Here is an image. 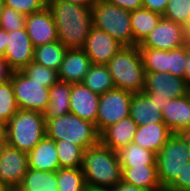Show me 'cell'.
<instances>
[{"label":"cell","instance_id":"6da1fadb","mask_svg":"<svg viewBox=\"0 0 190 191\" xmlns=\"http://www.w3.org/2000/svg\"><path fill=\"white\" fill-rule=\"evenodd\" d=\"M58 39L67 49L84 48L92 27V8L62 0H47Z\"/></svg>","mask_w":190,"mask_h":191},{"label":"cell","instance_id":"7a4b0ae2","mask_svg":"<svg viewBox=\"0 0 190 191\" xmlns=\"http://www.w3.org/2000/svg\"><path fill=\"white\" fill-rule=\"evenodd\" d=\"M81 168L87 187H116L121 182L117 153L100 141L84 151Z\"/></svg>","mask_w":190,"mask_h":191},{"label":"cell","instance_id":"3957f363","mask_svg":"<svg viewBox=\"0 0 190 191\" xmlns=\"http://www.w3.org/2000/svg\"><path fill=\"white\" fill-rule=\"evenodd\" d=\"M115 88L140 93L145 87V69L138 46H123L106 64Z\"/></svg>","mask_w":190,"mask_h":191},{"label":"cell","instance_id":"277c9868","mask_svg":"<svg viewBox=\"0 0 190 191\" xmlns=\"http://www.w3.org/2000/svg\"><path fill=\"white\" fill-rule=\"evenodd\" d=\"M45 127L43 113L19 109L7 122L6 144L28 153L46 136Z\"/></svg>","mask_w":190,"mask_h":191},{"label":"cell","instance_id":"5b68a950","mask_svg":"<svg viewBox=\"0 0 190 191\" xmlns=\"http://www.w3.org/2000/svg\"><path fill=\"white\" fill-rule=\"evenodd\" d=\"M46 136L54 141H68L84 150L99 142L95 124L69 112L62 116L45 119Z\"/></svg>","mask_w":190,"mask_h":191},{"label":"cell","instance_id":"8992f818","mask_svg":"<svg viewBox=\"0 0 190 191\" xmlns=\"http://www.w3.org/2000/svg\"><path fill=\"white\" fill-rule=\"evenodd\" d=\"M131 12L102 0L92 6L93 26L105 31L123 46H134Z\"/></svg>","mask_w":190,"mask_h":191},{"label":"cell","instance_id":"52a82bcc","mask_svg":"<svg viewBox=\"0 0 190 191\" xmlns=\"http://www.w3.org/2000/svg\"><path fill=\"white\" fill-rule=\"evenodd\" d=\"M189 160L186 141L179 133H173L157 153V174L163 189L182 173Z\"/></svg>","mask_w":190,"mask_h":191},{"label":"cell","instance_id":"ba28073f","mask_svg":"<svg viewBox=\"0 0 190 191\" xmlns=\"http://www.w3.org/2000/svg\"><path fill=\"white\" fill-rule=\"evenodd\" d=\"M189 84L184 78L175 77L169 73H146L143 94L162 110L172 99L188 94Z\"/></svg>","mask_w":190,"mask_h":191},{"label":"cell","instance_id":"9c48e42d","mask_svg":"<svg viewBox=\"0 0 190 191\" xmlns=\"http://www.w3.org/2000/svg\"><path fill=\"white\" fill-rule=\"evenodd\" d=\"M18 109L45 113L49 105L50 88L33 81L22 70L14 71L11 78Z\"/></svg>","mask_w":190,"mask_h":191},{"label":"cell","instance_id":"30bf717a","mask_svg":"<svg viewBox=\"0 0 190 191\" xmlns=\"http://www.w3.org/2000/svg\"><path fill=\"white\" fill-rule=\"evenodd\" d=\"M132 92L114 88L100 95L96 129L100 134L105 128L130 115Z\"/></svg>","mask_w":190,"mask_h":191},{"label":"cell","instance_id":"8fae6325","mask_svg":"<svg viewBox=\"0 0 190 191\" xmlns=\"http://www.w3.org/2000/svg\"><path fill=\"white\" fill-rule=\"evenodd\" d=\"M29 170L28 154L8 144L0 148V183L5 187H19Z\"/></svg>","mask_w":190,"mask_h":191},{"label":"cell","instance_id":"7c38bea8","mask_svg":"<svg viewBox=\"0 0 190 191\" xmlns=\"http://www.w3.org/2000/svg\"><path fill=\"white\" fill-rule=\"evenodd\" d=\"M187 44L186 27L164 17L140 44L142 47L169 51Z\"/></svg>","mask_w":190,"mask_h":191},{"label":"cell","instance_id":"4fadbf2b","mask_svg":"<svg viewBox=\"0 0 190 191\" xmlns=\"http://www.w3.org/2000/svg\"><path fill=\"white\" fill-rule=\"evenodd\" d=\"M4 59L14 71L23 70L34 58V47L26 28L7 32Z\"/></svg>","mask_w":190,"mask_h":191},{"label":"cell","instance_id":"5bb4252c","mask_svg":"<svg viewBox=\"0 0 190 191\" xmlns=\"http://www.w3.org/2000/svg\"><path fill=\"white\" fill-rule=\"evenodd\" d=\"M25 28L34 48L59 40L55 21L47 6L26 15Z\"/></svg>","mask_w":190,"mask_h":191},{"label":"cell","instance_id":"9a60e30c","mask_svg":"<svg viewBox=\"0 0 190 191\" xmlns=\"http://www.w3.org/2000/svg\"><path fill=\"white\" fill-rule=\"evenodd\" d=\"M122 47L123 45L111 35L93 26L83 49L91 64L106 65Z\"/></svg>","mask_w":190,"mask_h":191},{"label":"cell","instance_id":"2e32d148","mask_svg":"<svg viewBox=\"0 0 190 191\" xmlns=\"http://www.w3.org/2000/svg\"><path fill=\"white\" fill-rule=\"evenodd\" d=\"M100 95L83 83L72 84L70 112L96 125Z\"/></svg>","mask_w":190,"mask_h":191},{"label":"cell","instance_id":"e0dca14e","mask_svg":"<svg viewBox=\"0 0 190 191\" xmlns=\"http://www.w3.org/2000/svg\"><path fill=\"white\" fill-rule=\"evenodd\" d=\"M91 61L83 48L67 49L58 69L59 81L82 83L90 69Z\"/></svg>","mask_w":190,"mask_h":191},{"label":"cell","instance_id":"ac0fdd59","mask_svg":"<svg viewBox=\"0 0 190 191\" xmlns=\"http://www.w3.org/2000/svg\"><path fill=\"white\" fill-rule=\"evenodd\" d=\"M137 128V124L129 115L121 121L105 128L99 134V141L116 152L133 142Z\"/></svg>","mask_w":190,"mask_h":191},{"label":"cell","instance_id":"d6986e66","mask_svg":"<svg viewBox=\"0 0 190 191\" xmlns=\"http://www.w3.org/2000/svg\"><path fill=\"white\" fill-rule=\"evenodd\" d=\"M162 120L172 133L190 130V96L189 94L172 99L161 110Z\"/></svg>","mask_w":190,"mask_h":191},{"label":"cell","instance_id":"ffe728a7","mask_svg":"<svg viewBox=\"0 0 190 191\" xmlns=\"http://www.w3.org/2000/svg\"><path fill=\"white\" fill-rule=\"evenodd\" d=\"M172 134L164 122L151 123L138 126L133 142L157 154Z\"/></svg>","mask_w":190,"mask_h":191},{"label":"cell","instance_id":"44dd1931","mask_svg":"<svg viewBox=\"0 0 190 191\" xmlns=\"http://www.w3.org/2000/svg\"><path fill=\"white\" fill-rule=\"evenodd\" d=\"M28 154L29 168L55 172L60 168L54 140L45 136Z\"/></svg>","mask_w":190,"mask_h":191},{"label":"cell","instance_id":"7402d4cb","mask_svg":"<svg viewBox=\"0 0 190 191\" xmlns=\"http://www.w3.org/2000/svg\"><path fill=\"white\" fill-rule=\"evenodd\" d=\"M121 168V181L148 191L163 190L157 174V165Z\"/></svg>","mask_w":190,"mask_h":191},{"label":"cell","instance_id":"603a6c76","mask_svg":"<svg viewBox=\"0 0 190 191\" xmlns=\"http://www.w3.org/2000/svg\"><path fill=\"white\" fill-rule=\"evenodd\" d=\"M130 116L137 126L163 122L161 110L153 99H148L142 92L132 95Z\"/></svg>","mask_w":190,"mask_h":191},{"label":"cell","instance_id":"cb8c5ba5","mask_svg":"<svg viewBox=\"0 0 190 191\" xmlns=\"http://www.w3.org/2000/svg\"><path fill=\"white\" fill-rule=\"evenodd\" d=\"M162 17V15L144 7L131 11L130 22L134 36V46H138L149 36Z\"/></svg>","mask_w":190,"mask_h":191},{"label":"cell","instance_id":"d4e9b609","mask_svg":"<svg viewBox=\"0 0 190 191\" xmlns=\"http://www.w3.org/2000/svg\"><path fill=\"white\" fill-rule=\"evenodd\" d=\"M71 89L72 84L64 81H58L50 88L45 119L56 118L70 112Z\"/></svg>","mask_w":190,"mask_h":191},{"label":"cell","instance_id":"484cf974","mask_svg":"<svg viewBox=\"0 0 190 191\" xmlns=\"http://www.w3.org/2000/svg\"><path fill=\"white\" fill-rule=\"evenodd\" d=\"M121 167H139L143 165H157V154L143 147L130 143L116 151Z\"/></svg>","mask_w":190,"mask_h":191},{"label":"cell","instance_id":"4316f807","mask_svg":"<svg viewBox=\"0 0 190 191\" xmlns=\"http://www.w3.org/2000/svg\"><path fill=\"white\" fill-rule=\"evenodd\" d=\"M19 187L23 191H59L57 173L29 168Z\"/></svg>","mask_w":190,"mask_h":191},{"label":"cell","instance_id":"83f0119b","mask_svg":"<svg viewBox=\"0 0 190 191\" xmlns=\"http://www.w3.org/2000/svg\"><path fill=\"white\" fill-rule=\"evenodd\" d=\"M67 52V48L58 40L34 48L33 61L58 71Z\"/></svg>","mask_w":190,"mask_h":191},{"label":"cell","instance_id":"f1b7e54d","mask_svg":"<svg viewBox=\"0 0 190 191\" xmlns=\"http://www.w3.org/2000/svg\"><path fill=\"white\" fill-rule=\"evenodd\" d=\"M82 83L98 95L115 88L110 71L102 64H92Z\"/></svg>","mask_w":190,"mask_h":191},{"label":"cell","instance_id":"f546056e","mask_svg":"<svg viewBox=\"0 0 190 191\" xmlns=\"http://www.w3.org/2000/svg\"><path fill=\"white\" fill-rule=\"evenodd\" d=\"M145 73H168V51L138 45Z\"/></svg>","mask_w":190,"mask_h":191},{"label":"cell","instance_id":"4dcf8cb0","mask_svg":"<svg viewBox=\"0 0 190 191\" xmlns=\"http://www.w3.org/2000/svg\"><path fill=\"white\" fill-rule=\"evenodd\" d=\"M60 168L82 167L84 149L68 141H55Z\"/></svg>","mask_w":190,"mask_h":191},{"label":"cell","instance_id":"1f68e13d","mask_svg":"<svg viewBox=\"0 0 190 191\" xmlns=\"http://www.w3.org/2000/svg\"><path fill=\"white\" fill-rule=\"evenodd\" d=\"M59 191H85L86 182L82 168H59L57 171Z\"/></svg>","mask_w":190,"mask_h":191},{"label":"cell","instance_id":"d6a6232c","mask_svg":"<svg viewBox=\"0 0 190 191\" xmlns=\"http://www.w3.org/2000/svg\"><path fill=\"white\" fill-rule=\"evenodd\" d=\"M22 71L33 81L44 83V86L48 88L59 81L57 70L47 68L35 61H31Z\"/></svg>","mask_w":190,"mask_h":191},{"label":"cell","instance_id":"836d02e7","mask_svg":"<svg viewBox=\"0 0 190 191\" xmlns=\"http://www.w3.org/2000/svg\"><path fill=\"white\" fill-rule=\"evenodd\" d=\"M18 110L11 80L0 84V120L7 123Z\"/></svg>","mask_w":190,"mask_h":191},{"label":"cell","instance_id":"e575fe53","mask_svg":"<svg viewBox=\"0 0 190 191\" xmlns=\"http://www.w3.org/2000/svg\"><path fill=\"white\" fill-rule=\"evenodd\" d=\"M163 17L186 27L190 21V0H169Z\"/></svg>","mask_w":190,"mask_h":191},{"label":"cell","instance_id":"d590c367","mask_svg":"<svg viewBox=\"0 0 190 191\" xmlns=\"http://www.w3.org/2000/svg\"><path fill=\"white\" fill-rule=\"evenodd\" d=\"M186 44L171 49L168 51V73L178 77V78H184V72L186 69Z\"/></svg>","mask_w":190,"mask_h":191},{"label":"cell","instance_id":"8d00e7d4","mask_svg":"<svg viewBox=\"0 0 190 191\" xmlns=\"http://www.w3.org/2000/svg\"><path fill=\"white\" fill-rule=\"evenodd\" d=\"M25 19V14L5 6L0 19V28L7 32L23 29L25 28Z\"/></svg>","mask_w":190,"mask_h":191},{"label":"cell","instance_id":"74e56055","mask_svg":"<svg viewBox=\"0 0 190 191\" xmlns=\"http://www.w3.org/2000/svg\"><path fill=\"white\" fill-rule=\"evenodd\" d=\"M5 6L11 7L25 15L42 10L47 6V0H4Z\"/></svg>","mask_w":190,"mask_h":191},{"label":"cell","instance_id":"f35d334b","mask_svg":"<svg viewBox=\"0 0 190 191\" xmlns=\"http://www.w3.org/2000/svg\"><path fill=\"white\" fill-rule=\"evenodd\" d=\"M166 189L168 191H190V160L182 173Z\"/></svg>","mask_w":190,"mask_h":191},{"label":"cell","instance_id":"ab89813d","mask_svg":"<svg viewBox=\"0 0 190 191\" xmlns=\"http://www.w3.org/2000/svg\"><path fill=\"white\" fill-rule=\"evenodd\" d=\"M168 1L169 0H142V7L163 16Z\"/></svg>","mask_w":190,"mask_h":191},{"label":"cell","instance_id":"60d3db41","mask_svg":"<svg viewBox=\"0 0 190 191\" xmlns=\"http://www.w3.org/2000/svg\"><path fill=\"white\" fill-rule=\"evenodd\" d=\"M112 5H116L128 11H134L142 7V0H102Z\"/></svg>","mask_w":190,"mask_h":191},{"label":"cell","instance_id":"b9f144b4","mask_svg":"<svg viewBox=\"0 0 190 191\" xmlns=\"http://www.w3.org/2000/svg\"><path fill=\"white\" fill-rule=\"evenodd\" d=\"M14 70L11 68L9 63L0 57V84L6 83L11 80Z\"/></svg>","mask_w":190,"mask_h":191},{"label":"cell","instance_id":"7bdbcfd3","mask_svg":"<svg viewBox=\"0 0 190 191\" xmlns=\"http://www.w3.org/2000/svg\"><path fill=\"white\" fill-rule=\"evenodd\" d=\"M112 191H148V190L143 188H138L121 181L116 187H112Z\"/></svg>","mask_w":190,"mask_h":191},{"label":"cell","instance_id":"ee69618b","mask_svg":"<svg viewBox=\"0 0 190 191\" xmlns=\"http://www.w3.org/2000/svg\"><path fill=\"white\" fill-rule=\"evenodd\" d=\"M186 69L184 72V80L190 85V47L186 44Z\"/></svg>","mask_w":190,"mask_h":191},{"label":"cell","instance_id":"f6af8a7d","mask_svg":"<svg viewBox=\"0 0 190 191\" xmlns=\"http://www.w3.org/2000/svg\"><path fill=\"white\" fill-rule=\"evenodd\" d=\"M7 46V31L0 28V57L4 56Z\"/></svg>","mask_w":190,"mask_h":191},{"label":"cell","instance_id":"bcb514c9","mask_svg":"<svg viewBox=\"0 0 190 191\" xmlns=\"http://www.w3.org/2000/svg\"><path fill=\"white\" fill-rule=\"evenodd\" d=\"M7 141V123L0 120V145H5Z\"/></svg>","mask_w":190,"mask_h":191},{"label":"cell","instance_id":"7dc6e473","mask_svg":"<svg viewBox=\"0 0 190 191\" xmlns=\"http://www.w3.org/2000/svg\"><path fill=\"white\" fill-rule=\"evenodd\" d=\"M62 1L71 2L73 4L80 6H89L91 8L96 2V0H62Z\"/></svg>","mask_w":190,"mask_h":191},{"label":"cell","instance_id":"c3c4849f","mask_svg":"<svg viewBox=\"0 0 190 191\" xmlns=\"http://www.w3.org/2000/svg\"><path fill=\"white\" fill-rule=\"evenodd\" d=\"M183 138L184 140L186 141L187 143V146H188V153L190 155V130L189 131H184V132H181L179 133Z\"/></svg>","mask_w":190,"mask_h":191},{"label":"cell","instance_id":"681fc988","mask_svg":"<svg viewBox=\"0 0 190 191\" xmlns=\"http://www.w3.org/2000/svg\"><path fill=\"white\" fill-rule=\"evenodd\" d=\"M85 191H112V187H86Z\"/></svg>","mask_w":190,"mask_h":191},{"label":"cell","instance_id":"f907efd6","mask_svg":"<svg viewBox=\"0 0 190 191\" xmlns=\"http://www.w3.org/2000/svg\"><path fill=\"white\" fill-rule=\"evenodd\" d=\"M5 191H23L20 187H6Z\"/></svg>","mask_w":190,"mask_h":191},{"label":"cell","instance_id":"816d5d0a","mask_svg":"<svg viewBox=\"0 0 190 191\" xmlns=\"http://www.w3.org/2000/svg\"><path fill=\"white\" fill-rule=\"evenodd\" d=\"M4 7H5V1L4 0H0V19H1V15L3 13Z\"/></svg>","mask_w":190,"mask_h":191},{"label":"cell","instance_id":"f5cc1de1","mask_svg":"<svg viewBox=\"0 0 190 191\" xmlns=\"http://www.w3.org/2000/svg\"><path fill=\"white\" fill-rule=\"evenodd\" d=\"M187 45L190 47V29L187 31Z\"/></svg>","mask_w":190,"mask_h":191},{"label":"cell","instance_id":"db71d44e","mask_svg":"<svg viewBox=\"0 0 190 191\" xmlns=\"http://www.w3.org/2000/svg\"><path fill=\"white\" fill-rule=\"evenodd\" d=\"M6 187L0 183V191H5Z\"/></svg>","mask_w":190,"mask_h":191},{"label":"cell","instance_id":"11a10c76","mask_svg":"<svg viewBox=\"0 0 190 191\" xmlns=\"http://www.w3.org/2000/svg\"><path fill=\"white\" fill-rule=\"evenodd\" d=\"M190 29V21L189 24L186 26V30L188 31Z\"/></svg>","mask_w":190,"mask_h":191}]
</instances>
